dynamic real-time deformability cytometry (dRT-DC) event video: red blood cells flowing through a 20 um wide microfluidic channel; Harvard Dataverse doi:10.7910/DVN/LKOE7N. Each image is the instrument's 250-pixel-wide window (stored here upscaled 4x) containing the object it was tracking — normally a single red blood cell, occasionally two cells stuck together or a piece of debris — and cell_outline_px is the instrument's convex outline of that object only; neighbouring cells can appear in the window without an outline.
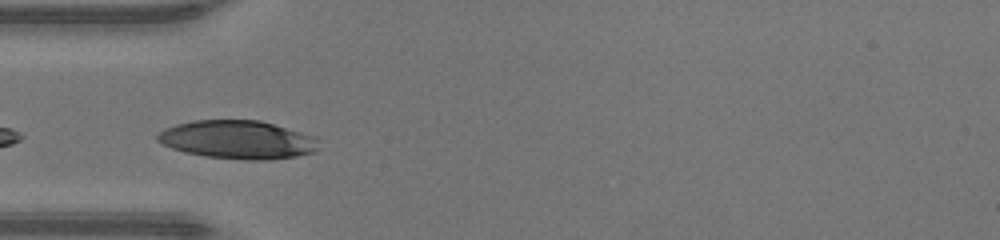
{"species": "human", "species_latin": "Homo sapiens", "temperature_condition": "warm", "stored_images_in_passage": 12, "camera_frame_rate_fps": 3000, "um_per_image_px": 0.085, "donor": {"sex": "male"}, "frame": {"image": 1, "passage_image": 1, "time_ms": 0.0, "image_size_px": [1000, 240], "cell_outline_px": [[316, 152], [296, 156], [268, 160], [244, 160], [204, 156], [184, 152], [172, 148], [156, 140], [156, 136], [164, 128], [176, 124], [192, 120], [260, 120], [316, 136]], "centroid_in_image_um": [20.18, 11.87], "position_along_channel_um": 64.8, "area_um2": 36.13}}
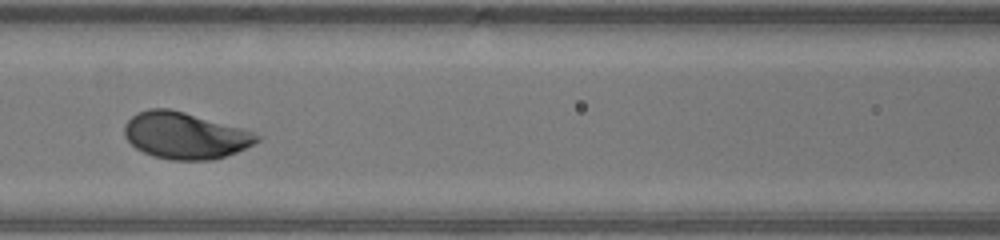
{"frame": {"image": 2, "passage_image": 7, "time_ms": 2.0, "image_size_px": [1000, 240], "cell_outline_px": [[260, 140], [236, 152], [212, 160], [172, 160], [152, 156], [136, 148], [124, 136], [124, 124], [136, 112], [148, 108], [168, 108], [184, 112], [240, 128], [252, 132], [260, 136]], "centroid_in_image_um": [15.67, 11.52], "position_along_channel_um": 150.9, "area_um2": 35.66}}
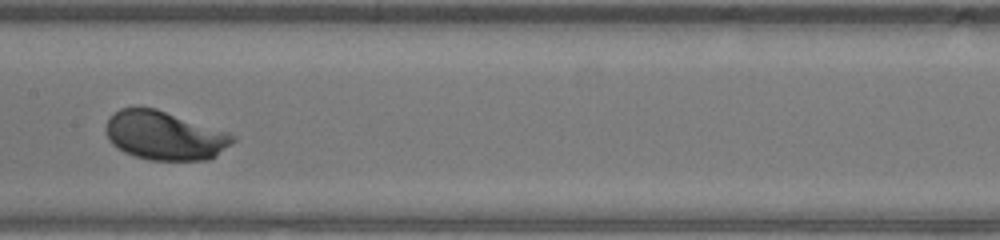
{"frame": {"image": 3, "passage_image": 10, "time_ms": 3.0, "image_size_px": [1000, 240], "cell_outline_px": [[236, 140], [216, 156], [208, 160], [148, 160], [124, 152], [112, 144], [108, 140], [104, 128], [108, 120], [120, 108], [156, 108], [228, 132], [236, 136]], "centroid_in_image_um": [14.0, 11.53], "position_along_channel_um": 193.4, "area_um2": 36.01}}